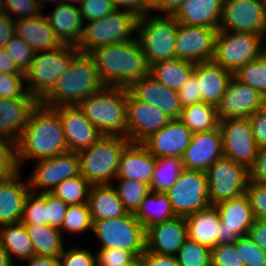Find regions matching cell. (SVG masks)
Returning a JSON list of instances; mask_svg holds the SVG:
<instances>
[{
  "instance_id": "1",
  "label": "cell",
  "mask_w": 266,
  "mask_h": 266,
  "mask_svg": "<svg viewBox=\"0 0 266 266\" xmlns=\"http://www.w3.org/2000/svg\"><path fill=\"white\" fill-rule=\"evenodd\" d=\"M59 115L40 103L31 112L28 124L15 145L17 169L26 159H48L68 152Z\"/></svg>"
},
{
  "instance_id": "2",
  "label": "cell",
  "mask_w": 266,
  "mask_h": 266,
  "mask_svg": "<svg viewBox=\"0 0 266 266\" xmlns=\"http://www.w3.org/2000/svg\"><path fill=\"white\" fill-rule=\"evenodd\" d=\"M89 54L105 86L129 88L149 74L150 67L138 39L101 46Z\"/></svg>"
},
{
  "instance_id": "3",
  "label": "cell",
  "mask_w": 266,
  "mask_h": 266,
  "mask_svg": "<svg viewBox=\"0 0 266 266\" xmlns=\"http://www.w3.org/2000/svg\"><path fill=\"white\" fill-rule=\"evenodd\" d=\"M104 86L92 56L78 51L40 104L49 108L79 105Z\"/></svg>"
},
{
  "instance_id": "4",
  "label": "cell",
  "mask_w": 266,
  "mask_h": 266,
  "mask_svg": "<svg viewBox=\"0 0 266 266\" xmlns=\"http://www.w3.org/2000/svg\"><path fill=\"white\" fill-rule=\"evenodd\" d=\"M127 88L104 86L78 107L102 135L127 138Z\"/></svg>"
},
{
  "instance_id": "5",
  "label": "cell",
  "mask_w": 266,
  "mask_h": 266,
  "mask_svg": "<svg viewBox=\"0 0 266 266\" xmlns=\"http://www.w3.org/2000/svg\"><path fill=\"white\" fill-rule=\"evenodd\" d=\"M130 143L126 137L103 135L89 148L80 151V174L91 185L112 184L116 179L119 159Z\"/></svg>"
},
{
  "instance_id": "6",
  "label": "cell",
  "mask_w": 266,
  "mask_h": 266,
  "mask_svg": "<svg viewBox=\"0 0 266 266\" xmlns=\"http://www.w3.org/2000/svg\"><path fill=\"white\" fill-rule=\"evenodd\" d=\"M147 12L139 17L138 41L148 66L175 59V46L179 22L173 15L150 16ZM150 16V17H149Z\"/></svg>"
},
{
  "instance_id": "7",
  "label": "cell",
  "mask_w": 266,
  "mask_h": 266,
  "mask_svg": "<svg viewBox=\"0 0 266 266\" xmlns=\"http://www.w3.org/2000/svg\"><path fill=\"white\" fill-rule=\"evenodd\" d=\"M78 51L74 46L62 45L51 51L36 52L24 73L25 82L29 83L26 91L40 102L68 69Z\"/></svg>"
},
{
  "instance_id": "8",
  "label": "cell",
  "mask_w": 266,
  "mask_h": 266,
  "mask_svg": "<svg viewBox=\"0 0 266 266\" xmlns=\"http://www.w3.org/2000/svg\"><path fill=\"white\" fill-rule=\"evenodd\" d=\"M263 36L248 32L218 30L213 61L234 74L265 51Z\"/></svg>"
},
{
  "instance_id": "9",
  "label": "cell",
  "mask_w": 266,
  "mask_h": 266,
  "mask_svg": "<svg viewBox=\"0 0 266 266\" xmlns=\"http://www.w3.org/2000/svg\"><path fill=\"white\" fill-rule=\"evenodd\" d=\"M92 231L102 243L101 248L132 251L137 257L146 250V230L132 213L94 221Z\"/></svg>"
},
{
  "instance_id": "10",
  "label": "cell",
  "mask_w": 266,
  "mask_h": 266,
  "mask_svg": "<svg viewBox=\"0 0 266 266\" xmlns=\"http://www.w3.org/2000/svg\"><path fill=\"white\" fill-rule=\"evenodd\" d=\"M206 175L210 205L245 194L250 181L246 166L224 156L206 170Z\"/></svg>"
},
{
  "instance_id": "11",
  "label": "cell",
  "mask_w": 266,
  "mask_h": 266,
  "mask_svg": "<svg viewBox=\"0 0 266 266\" xmlns=\"http://www.w3.org/2000/svg\"><path fill=\"white\" fill-rule=\"evenodd\" d=\"M165 193L176 216L188 217L210 205L207 175L203 171L184 169Z\"/></svg>"
},
{
  "instance_id": "12",
  "label": "cell",
  "mask_w": 266,
  "mask_h": 266,
  "mask_svg": "<svg viewBox=\"0 0 266 266\" xmlns=\"http://www.w3.org/2000/svg\"><path fill=\"white\" fill-rule=\"evenodd\" d=\"M36 162L28 179L30 191L34 193H51L64 180L80 175V157L73 151Z\"/></svg>"
},
{
  "instance_id": "13",
  "label": "cell",
  "mask_w": 266,
  "mask_h": 266,
  "mask_svg": "<svg viewBox=\"0 0 266 266\" xmlns=\"http://www.w3.org/2000/svg\"><path fill=\"white\" fill-rule=\"evenodd\" d=\"M218 30L266 36V11L262 0H224Z\"/></svg>"
},
{
  "instance_id": "14",
  "label": "cell",
  "mask_w": 266,
  "mask_h": 266,
  "mask_svg": "<svg viewBox=\"0 0 266 266\" xmlns=\"http://www.w3.org/2000/svg\"><path fill=\"white\" fill-rule=\"evenodd\" d=\"M222 135L224 157L246 166L253 165L258 153L250 123L244 119H225L219 121Z\"/></svg>"
},
{
  "instance_id": "15",
  "label": "cell",
  "mask_w": 266,
  "mask_h": 266,
  "mask_svg": "<svg viewBox=\"0 0 266 266\" xmlns=\"http://www.w3.org/2000/svg\"><path fill=\"white\" fill-rule=\"evenodd\" d=\"M127 139L142 143L172 119L159 108L137 99L127 88Z\"/></svg>"
},
{
  "instance_id": "16",
  "label": "cell",
  "mask_w": 266,
  "mask_h": 266,
  "mask_svg": "<svg viewBox=\"0 0 266 266\" xmlns=\"http://www.w3.org/2000/svg\"><path fill=\"white\" fill-rule=\"evenodd\" d=\"M217 33V28L179 23L175 57L195 64L212 60Z\"/></svg>"
},
{
  "instance_id": "17",
  "label": "cell",
  "mask_w": 266,
  "mask_h": 266,
  "mask_svg": "<svg viewBox=\"0 0 266 266\" xmlns=\"http://www.w3.org/2000/svg\"><path fill=\"white\" fill-rule=\"evenodd\" d=\"M221 218L218 244H231L248 235L255 218L246 194L216 204Z\"/></svg>"
},
{
  "instance_id": "18",
  "label": "cell",
  "mask_w": 266,
  "mask_h": 266,
  "mask_svg": "<svg viewBox=\"0 0 266 266\" xmlns=\"http://www.w3.org/2000/svg\"><path fill=\"white\" fill-rule=\"evenodd\" d=\"M264 96L234 77L230 79L217 108L220 121L225 119H244L263 109Z\"/></svg>"
},
{
  "instance_id": "19",
  "label": "cell",
  "mask_w": 266,
  "mask_h": 266,
  "mask_svg": "<svg viewBox=\"0 0 266 266\" xmlns=\"http://www.w3.org/2000/svg\"><path fill=\"white\" fill-rule=\"evenodd\" d=\"M52 109L59 115L69 151L79 153L103 136L78 105L59 106Z\"/></svg>"
},
{
  "instance_id": "20",
  "label": "cell",
  "mask_w": 266,
  "mask_h": 266,
  "mask_svg": "<svg viewBox=\"0 0 266 266\" xmlns=\"http://www.w3.org/2000/svg\"><path fill=\"white\" fill-rule=\"evenodd\" d=\"M224 156L222 135L219 127L210 131L194 133L182 157L186 170L203 171Z\"/></svg>"
},
{
  "instance_id": "21",
  "label": "cell",
  "mask_w": 266,
  "mask_h": 266,
  "mask_svg": "<svg viewBox=\"0 0 266 266\" xmlns=\"http://www.w3.org/2000/svg\"><path fill=\"white\" fill-rule=\"evenodd\" d=\"M193 133L179 119H172L141 144L155 157L182 158Z\"/></svg>"
},
{
  "instance_id": "22",
  "label": "cell",
  "mask_w": 266,
  "mask_h": 266,
  "mask_svg": "<svg viewBox=\"0 0 266 266\" xmlns=\"http://www.w3.org/2000/svg\"><path fill=\"white\" fill-rule=\"evenodd\" d=\"M187 238L186 217L175 216L146 230V250L159 255L176 256Z\"/></svg>"
},
{
  "instance_id": "23",
  "label": "cell",
  "mask_w": 266,
  "mask_h": 266,
  "mask_svg": "<svg viewBox=\"0 0 266 266\" xmlns=\"http://www.w3.org/2000/svg\"><path fill=\"white\" fill-rule=\"evenodd\" d=\"M39 103L35 97L0 98V136L16 145Z\"/></svg>"
},
{
  "instance_id": "24",
  "label": "cell",
  "mask_w": 266,
  "mask_h": 266,
  "mask_svg": "<svg viewBox=\"0 0 266 266\" xmlns=\"http://www.w3.org/2000/svg\"><path fill=\"white\" fill-rule=\"evenodd\" d=\"M20 172V169H15L9 175L0 176V226L19 223L22 220L30 187L28 182H21Z\"/></svg>"
},
{
  "instance_id": "25",
  "label": "cell",
  "mask_w": 266,
  "mask_h": 266,
  "mask_svg": "<svg viewBox=\"0 0 266 266\" xmlns=\"http://www.w3.org/2000/svg\"><path fill=\"white\" fill-rule=\"evenodd\" d=\"M128 90L137 99L159 108L169 118H180L182 108L178 92L161 84L150 74L134 82Z\"/></svg>"
},
{
  "instance_id": "26",
  "label": "cell",
  "mask_w": 266,
  "mask_h": 266,
  "mask_svg": "<svg viewBox=\"0 0 266 266\" xmlns=\"http://www.w3.org/2000/svg\"><path fill=\"white\" fill-rule=\"evenodd\" d=\"M156 158L141 144L129 143L122 151L116 179L138 180L151 184Z\"/></svg>"
},
{
  "instance_id": "27",
  "label": "cell",
  "mask_w": 266,
  "mask_h": 266,
  "mask_svg": "<svg viewBox=\"0 0 266 266\" xmlns=\"http://www.w3.org/2000/svg\"><path fill=\"white\" fill-rule=\"evenodd\" d=\"M193 73L200 83L201 102L217 107L233 74L213 60L196 63Z\"/></svg>"
},
{
  "instance_id": "28",
  "label": "cell",
  "mask_w": 266,
  "mask_h": 266,
  "mask_svg": "<svg viewBox=\"0 0 266 266\" xmlns=\"http://www.w3.org/2000/svg\"><path fill=\"white\" fill-rule=\"evenodd\" d=\"M46 18L62 45L77 47L83 35L84 22L76 4L57 3L55 9L47 14Z\"/></svg>"
},
{
  "instance_id": "29",
  "label": "cell",
  "mask_w": 266,
  "mask_h": 266,
  "mask_svg": "<svg viewBox=\"0 0 266 266\" xmlns=\"http://www.w3.org/2000/svg\"><path fill=\"white\" fill-rule=\"evenodd\" d=\"M15 34L23 39L35 53L51 51L62 46L43 14L15 20Z\"/></svg>"
},
{
  "instance_id": "30",
  "label": "cell",
  "mask_w": 266,
  "mask_h": 266,
  "mask_svg": "<svg viewBox=\"0 0 266 266\" xmlns=\"http://www.w3.org/2000/svg\"><path fill=\"white\" fill-rule=\"evenodd\" d=\"M223 3L224 0H185L173 16L181 24L218 29Z\"/></svg>"
},
{
  "instance_id": "31",
  "label": "cell",
  "mask_w": 266,
  "mask_h": 266,
  "mask_svg": "<svg viewBox=\"0 0 266 266\" xmlns=\"http://www.w3.org/2000/svg\"><path fill=\"white\" fill-rule=\"evenodd\" d=\"M221 218L216 205H209L188 217V238L212 249L218 245Z\"/></svg>"
},
{
  "instance_id": "32",
  "label": "cell",
  "mask_w": 266,
  "mask_h": 266,
  "mask_svg": "<svg viewBox=\"0 0 266 266\" xmlns=\"http://www.w3.org/2000/svg\"><path fill=\"white\" fill-rule=\"evenodd\" d=\"M88 206L92 223L117 218L128 213L113 184L91 185L88 194Z\"/></svg>"
},
{
  "instance_id": "33",
  "label": "cell",
  "mask_w": 266,
  "mask_h": 266,
  "mask_svg": "<svg viewBox=\"0 0 266 266\" xmlns=\"http://www.w3.org/2000/svg\"><path fill=\"white\" fill-rule=\"evenodd\" d=\"M195 63L178 58L150 66L149 74L161 84L178 91L194 72Z\"/></svg>"
},
{
  "instance_id": "34",
  "label": "cell",
  "mask_w": 266,
  "mask_h": 266,
  "mask_svg": "<svg viewBox=\"0 0 266 266\" xmlns=\"http://www.w3.org/2000/svg\"><path fill=\"white\" fill-rule=\"evenodd\" d=\"M134 215L145 230L176 216L165 192H150Z\"/></svg>"
},
{
  "instance_id": "35",
  "label": "cell",
  "mask_w": 266,
  "mask_h": 266,
  "mask_svg": "<svg viewBox=\"0 0 266 266\" xmlns=\"http://www.w3.org/2000/svg\"><path fill=\"white\" fill-rule=\"evenodd\" d=\"M0 245L9 254L12 262L13 256L26 260L35 255L32 241L22 222L0 226Z\"/></svg>"
},
{
  "instance_id": "36",
  "label": "cell",
  "mask_w": 266,
  "mask_h": 266,
  "mask_svg": "<svg viewBox=\"0 0 266 266\" xmlns=\"http://www.w3.org/2000/svg\"><path fill=\"white\" fill-rule=\"evenodd\" d=\"M32 241L35 255L59 257L64 243L61 231L48 225L24 224Z\"/></svg>"
},
{
  "instance_id": "37",
  "label": "cell",
  "mask_w": 266,
  "mask_h": 266,
  "mask_svg": "<svg viewBox=\"0 0 266 266\" xmlns=\"http://www.w3.org/2000/svg\"><path fill=\"white\" fill-rule=\"evenodd\" d=\"M179 120L193 134L217 129L220 121L217 108L203 102L182 108Z\"/></svg>"
},
{
  "instance_id": "38",
  "label": "cell",
  "mask_w": 266,
  "mask_h": 266,
  "mask_svg": "<svg viewBox=\"0 0 266 266\" xmlns=\"http://www.w3.org/2000/svg\"><path fill=\"white\" fill-rule=\"evenodd\" d=\"M104 20H108L109 44L137 39L132 34L135 31L137 32L138 15L129 11L115 9L109 15H106Z\"/></svg>"
},
{
  "instance_id": "39",
  "label": "cell",
  "mask_w": 266,
  "mask_h": 266,
  "mask_svg": "<svg viewBox=\"0 0 266 266\" xmlns=\"http://www.w3.org/2000/svg\"><path fill=\"white\" fill-rule=\"evenodd\" d=\"M184 170L182 158H156L153 177L150 184L151 192H166Z\"/></svg>"
},
{
  "instance_id": "40",
  "label": "cell",
  "mask_w": 266,
  "mask_h": 266,
  "mask_svg": "<svg viewBox=\"0 0 266 266\" xmlns=\"http://www.w3.org/2000/svg\"><path fill=\"white\" fill-rule=\"evenodd\" d=\"M91 184L80 174L61 182L51 193L68 205L88 203Z\"/></svg>"
},
{
  "instance_id": "41",
  "label": "cell",
  "mask_w": 266,
  "mask_h": 266,
  "mask_svg": "<svg viewBox=\"0 0 266 266\" xmlns=\"http://www.w3.org/2000/svg\"><path fill=\"white\" fill-rule=\"evenodd\" d=\"M233 77L244 85L266 95V54L240 67Z\"/></svg>"
},
{
  "instance_id": "42",
  "label": "cell",
  "mask_w": 266,
  "mask_h": 266,
  "mask_svg": "<svg viewBox=\"0 0 266 266\" xmlns=\"http://www.w3.org/2000/svg\"><path fill=\"white\" fill-rule=\"evenodd\" d=\"M118 182L115 189L125 210L135 214L143 199L151 192L150 185L138 180L118 179Z\"/></svg>"
},
{
  "instance_id": "43",
  "label": "cell",
  "mask_w": 266,
  "mask_h": 266,
  "mask_svg": "<svg viewBox=\"0 0 266 266\" xmlns=\"http://www.w3.org/2000/svg\"><path fill=\"white\" fill-rule=\"evenodd\" d=\"M109 45L108 20L104 18L87 21L83 26V35L77 45L80 52L90 53L92 50Z\"/></svg>"
},
{
  "instance_id": "44",
  "label": "cell",
  "mask_w": 266,
  "mask_h": 266,
  "mask_svg": "<svg viewBox=\"0 0 266 266\" xmlns=\"http://www.w3.org/2000/svg\"><path fill=\"white\" fill-rule=\"evenodd\" d=\"M176 257L180 266H211V249L189 238Z\"/></svg>"
},
{
  "instance_id": "45",
  "label": "cell",
  "mask_w": 266,
  "mask_h": 266,
  "mask_svg": "<svg viewBox=\"0 0 266 266\" xmlns=\"http://www.w3.org/2000/svg\"><path fill=\"white\" fill-rule=\"evenodd\" d=\"M91 213L88 203L79 205H69L64 215L63 224L61 227V234L63 231H69V233H82L88 229L92 230Z\"/></svg>"
},
{
  "instance_id": "46",
  "label": "cell",
  "mask_w": 266,
  "mask_h": 266,
  "mask_svg": "<svg viewBox=\"0 0 266 266\" xmlns=\"http://www.w3.org/2000/svg\"><path fill=\"white\" fill-rule=\"evenodd\" d=\"M23 224L48 225L46 219V193L31 192L27 195L24 203Z\"/></svg>"
},
{
  "instance_id": "47",
  "label": "cell",
  "mask_w": 266,
  "mask_h": 266,
  "mask_svg": "<svg viewBox=\"0 0 266 266\" xmlns=\"http://www.w3.org/2000/svg\"><path fill=\"white\" fill-rule=\"evenodd\" d=\"M5 50L13 60L16 67L24 72L29 68L35 52L20 37L14 34L5 45Z\"/></svg>"
},
{
  "instance_id": "48",
  "label": "cell",
  "mask_w": 266,
  "mask_h": 266,
  "mask_svg": "<svg viewBox=\"0 0 266 266\" xmlns=\"http://www.w3.org/2000/svg\"><path fill=\"white\" fill-rule=\"evenodd\" d=\"M235 244L240 247L241 266H266V252L249 235L241 236Z\"/></svg>"
},
{
  "instance_id": "49",
  "label": "cell",
  "mask_w": 266,
  "mask_h": 266,
  "mask_svg": "<svg viewBox=\"0 0 266 266\" xmlns=\"http://www.w3.org/2000/svg\"><path fill=\"white\" fill-rule=\"evenodd\" d=\"M211 266H241L240 247L235 242L216 245L211 249Z\"/></svg>"
},
{
  "instance_id": "50",
  "label": "cell",
  "mask_w": 266,
  "mask_h": 266,
  "mask_svg": "<svg viewBox=\"0 0 266 266\" xmlns=\"http://www.w3.org/2000/svg\"><path fill=\"white\" fill-rule=\"evenodd\" d=\"M96 255V266H125L137 256L132 251L116 248H100Z\"/></svg>"
},
{
  "instance_id": "51",
  "label": "cell",
  "mask_w": 266,
  "mask_h": 266,
  "mask_svg": "<svg viewBox=\"0 0 266 266\" xmlns=\"http://www.w3.org/2000/svg\"><path fill=\"white\" fill-rule=\"evenodd\" d=\"M78 7L83 22L104 18L116 9L111 0H82Z\"/></svg>"
},
{
  "instance_id": "52",
  "label": "cell",
  "mask_w": 266,
  "mask_h": 266,
  "mask_svg": "<svg viewBox=\"0 0 266 266\" xmlns=\"http://www.w3.org/2000/svg\"><path fill=\"white\" fill-rule=\"evenodd\" d=\"M245 194L247 195L255 219L266 216V184L249 181Z\"/></svg>"
},
{
  "instance_id": "53",
  "label": "cell",
  "mask_w": 266,
  "mask_h": 266,
  "mask_svg": "<svg viewBox=\"0 0 266 266\" xmlns=\"http://www.w3.org/2000/svg\"><path fill=\"white\" fill-rule=\"evenodd\" d=\"M24 75L0 74V98L34 97L23 87Z\"/></svg>"
},
{
  "instance_id": "54",
  "label": "cell",
  "mask_w": 266,
  "mask_h": 266,
  "mask_svg": "<svg viewBox=\"0 0 266 266\" xmlns=\"http://www.w3.org/2000/svg\"><path fill=\"white\" fill-rule=\"evenodd\" d=\"M58 258L60 266H96V255L79 247H72L68 251L64 248Z\"/></svg>"
},
{
  "instance_id": "55",
  "label": "cell",
  "mask_w": 266,
  "mask_h": 266,
  "mask_svg": "<svg viewBox=\"0 0 266 266\" xmlns=\"http://www.w3.org/2000/svg\"><path fill=\"white\" fill-rule=\"evenodd\" d=\"M68 206L52 193H46V219L48 220V226L61 231Z\"/></svg>"
},
{
  "instance_id": "56",
  "label": "cell",
  "mask_w": 266,
  "mask_h": 266,
  "mask_svg": "<svg viewBox=\"0 0 266 266\" xmlns=\"http://www.w3.org/2000/svg\"><path fill=\"white\" fill-rule=\"evenodd\" d=\"M41 10L37 0H6V14L10 16L16 14L18 18L15 20L36 17L42 14Z\"/></svg>"
},
{
  "instance_id": "57",
  "label": "cell",
  "mask_w": 266,
  "mask_h": 266,
  "mask_svg": "<svg viewBox=\"0 0 266 266\" xmlns=\"http://www.w3.org/2000/svg\"><path fill=\"white\" fill-rule=\"evenodd\" d=\"M199 84L196 75L192 73L186 83L177 91L181 108L201 103Z\"/></svg>"
},
{
  "instance_id": "58",
  "label": "cell",
  "mask_w": 266,
  "mask_h": 266,
  "mask_svg": "<svg viewBox=\"0 0 266 266\" xmlns=\"http://www.w3.org/2000/svg\"><path fill=\"white\" fill-rule=\"evenodd\" d=\"M16 167L15 145L7 138L0 136V176L11 174Z\"/></svg>"
},
{
  "instance_id": "59",
  "label": "cell",
  "mask_w": 266,
  "mask_h": 266,
  "mask_svg": "<svg viewBox=\"0 0 266 266\" xmlns=\"http://www.w3.org/2000/svg\"><path fill=\"white\" fill-rule=\"evenodd\" d=\"M247 119L258 147H266V110H258Z\"/></svg>"
},
{
  "instance_id": "60",
  "label": "cell",
  "mask_w": 266,
  "mask_h": 266,
  "mask_svg": "<svg viewBox=\"0 0 266 266\" xmlns=\"http://www.w3.org/2000/svg\"><path fill=\"white\" fill-rule=\"evenodd\" d=\"M249 179L266 184V147L258 148L253 165L249 168Z\"/></svg>"
},
{
  "instance_id": "61",
  "label": "cell",
  "mask_w": 266,
  "mask_h": 266,
  "mask_svg": "<svg viewBox=\"0 0 266 266\" xmlns=\"http://www.w3.org/2000/svg\"><path fill=\"white\" fill-rule=\"evenodd\" d=\"M116 9H123L138 15L143 16L150 12L151 0H111Z\"/></svg>"
},
{
  "instance_id": "62",
  "label": "cell",
  "mask_w": 266,
  "mask_h": 266,
  "mask_svg": "<svg viewBox=\"0 0 266 266\" xmlns=\"http://www.w3.org/2000/svg\"><path fill=\"white\" fill-rule=\"evenodd\" d=\"M139 257L143 266H180L176 256L159 255L145 250Z\"/></svg>"
},
{
  "instance_id": "63",
  "label": "cell",
  "mask_w": 266,
  "mask_h": 266,
  "mask_svg": "<svg viewBox=\"0 0 266 266\" xmlns=\"http://www.w3.org/2000/svg\"><path fill=\"white\" fill-rule=\"evenodd\" d=\"M13 17L6 13L0 15V48H4L15 34V20Z\"/></svg>"
},
{
  "instance_id": "64",
  "label": "cell",
  "mask_w": 266,
  "mask_h": 266,
  "mask_svg": "<svg viewBox=\"0 0 266 266\" xmlns=\"http://www.w3.org/2000/svg\"><path fill=\"white\" fill-rule=\"evenodd\" d=\"M249 237L266 252V224L255 219L248 232Z\"/></svg>"
},
{
  "instance_id": "65",
  "label": "cell",
  "mask_w": 266,
  "mask_h": 266,
  "mask_svg": "<svg viewBox=\"0 0 266 266\" xmlns=\"http://www.w3.org/2000/svg\"><path fill=\"white\" fill-rule=\"evenodd\" d=\"M185 0H151L150 12L152 10L163 11L173 15Z\"/></svg>"
},
{
  "instance_id": "66",
  "label": "cell",
  "mask_w": 266,
  "mask_h": 266,
  "mask_svg": "<svg viewBox=\"0 0 266 266\" xmlns=\"http://www.w3.org/2000/svg\"><path fill=\"white\" fill-rule=\"evenodd\" d=\"M0 74L24 75V72L16 67L5 48H0Z\"/></svg>"
},
{
  "instance_id": "67",
  "label": "cell",
  "mask_w": 266,
  "mask_h": 266,
  "mask_svg": "<svg viewBox=\"0 0 266 266\" xmlns=\"http://www.w3.org/2000/svg\"><path fill=\"white\" fill-rule=\"evenodd\" d=\"M28 260V266H60L58 257L51 256H31Z\"/></svg>"
},
{
  "instance_id": "68",
  "label": "cell",
  "mask_w": 266,
  "mask_h": 266,
  "mask_svg": "<svg viewBox=\"0 0 266 266\" xmlns=\"http://www.w3.org/2000/svg\"><path fill=\"white\" fill-rule=\"evenodd\" d=\"M14 262L11 261L9 254L0 245V266H14Z\"/></svg>"
},
{
  "instance_id": "69",
  "label": "cell",
  "mask_w": 266,
  "mask_h": 266,
  "mask_svg": "<svg viewBox=\"0 0 266 266\" xmlns=\"http://www.w3.org/2000/svg\"><path fill=\"white\" fill-rule=\"evenodd\" d=\"M125 266H143L141 258L137 257L133 262L125 265Z\"/></svg>"
},
{
  "instance_id": "70",
  "label": "cell",
  "mask_w": 266,
  "mask_h": 266,
  "mask_svg": "<svg viewBox=\"0 0 266 266\" xmlns=\"http://www.w3.org/2000/svg\"><path fill=\"white\" fill-rule=\"evenodd\" d=\"M66 1H68V2H66ZM70 1H71V2H70ZM81 1H82V0H57V3L68 4V5H69V4L74 5L73 2L76 3V4H77V3L80 4ZM69 2H70V3H69Z\"/></svg>"
},
{
  "instance_id": "71",
  "label": "cell",
  "mask_w": 266,
  "mask_h": 266,
  "mask_svg": "<svg viewBox=\"0 0 266 266\" xmlns=\"http://www.w3.org/2000/svg\"><path fill=\"white\" fill-rule=\"evenodd\" d=\"M6 13V0H0V15Z\"/></svg>"
},
{
  "instance_id": "72",
  "label": "cell",
  "mask_w": 266,
  "mask_h": 266,
  "mask_svg": "<svg viewBox=\"0 0 266 266\" xmlns=\"http://www.w3.org/2000/svg\"><path fill=\"white\" fill-rule=\"evenodd\" d=\"M47 1H53L54 3L55 2H57V0H37V2H38V5L41 7V8H43L44 7V2H47Z\"/></svg>"
},
{
  "instance_id": "73",
  "label": "cell",
  "mask_w": 266,
  "mask_h": 266,
  "mask_svg": "<svg viewBox=\"0 0 266 266\" xmlns=\"http://www.w3.org/2000/svg\"><path fill=\"white\" fill-rule=\"evenodd\" d=\"M263 108L266 110V95L264 96V107Z\"/></svg>"
},
{
  "instance_id": "74",
  "label": "cell",
  "mask_w": 266,
  "mask_h": 266,
  "mask_svg": "<svg viewBox=\"0 0 266 266\" xmlns=\"http://www.w3.org/2000/svg\"><path fill=\"white\" fill-rule=\"evenodd\" d=\"M262 3L264 5L265 11H266V0H262Z\"/></svg>"
},
{
  "instance_id": "75",
  "label": "cell",
  "mask_w": 266,
  "mask_h": 266,
  "mask_svg": "<svg viewBox=\"0 0 266 266\" xmlns=\"http://www.w3.org/2000/svg\"><path fill=\"white\" fill-rule=\"evenodd\" d=\"M262 222L266 224V216L261 219Z\"/></svg>"
}]
</instances>
